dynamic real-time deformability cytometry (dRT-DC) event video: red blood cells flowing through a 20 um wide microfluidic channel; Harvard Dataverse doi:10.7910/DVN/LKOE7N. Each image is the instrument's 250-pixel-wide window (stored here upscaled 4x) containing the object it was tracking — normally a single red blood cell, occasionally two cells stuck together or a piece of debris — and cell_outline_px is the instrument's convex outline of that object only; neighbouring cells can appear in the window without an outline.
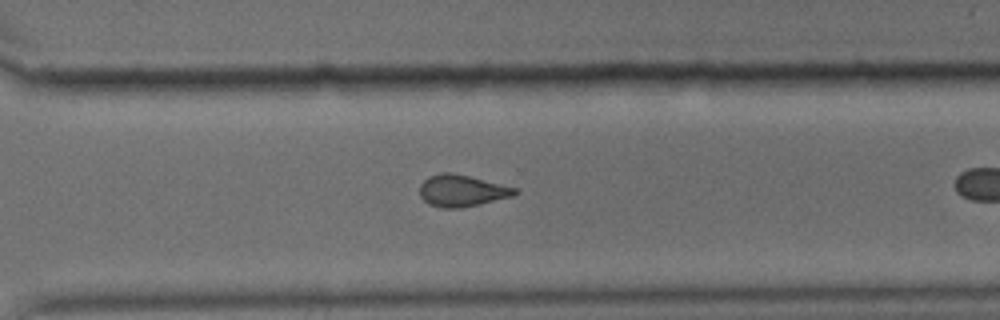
{"species": "common noctule bat (a hibernating species)", "species_latin": "Nyctalus noctula", "temperature_condition": "cold", "stored_images_in_passage": 32, "camera_frame_rate_fps": 3000, "um_per_image_px": 0.085, "animal": {"sex": "male", "body_mass_g": 15.6}, "frame": {"image": 1, "passage_image": 28, "time_ms": 9.0, "image_size_px": [1000, 320], "cell_outline_px": [[520, 192], [512, 196], [480, 204], [460, 208], [444, 208], [428, 204], [420, 196], [420, 184], [428, 176], [440, 172], [452, 172], [516, 188]], "centroid_in_image_um": [39.22, 16.21], "position_along_channel_um": 331.4, "area_um2": 17.51}}